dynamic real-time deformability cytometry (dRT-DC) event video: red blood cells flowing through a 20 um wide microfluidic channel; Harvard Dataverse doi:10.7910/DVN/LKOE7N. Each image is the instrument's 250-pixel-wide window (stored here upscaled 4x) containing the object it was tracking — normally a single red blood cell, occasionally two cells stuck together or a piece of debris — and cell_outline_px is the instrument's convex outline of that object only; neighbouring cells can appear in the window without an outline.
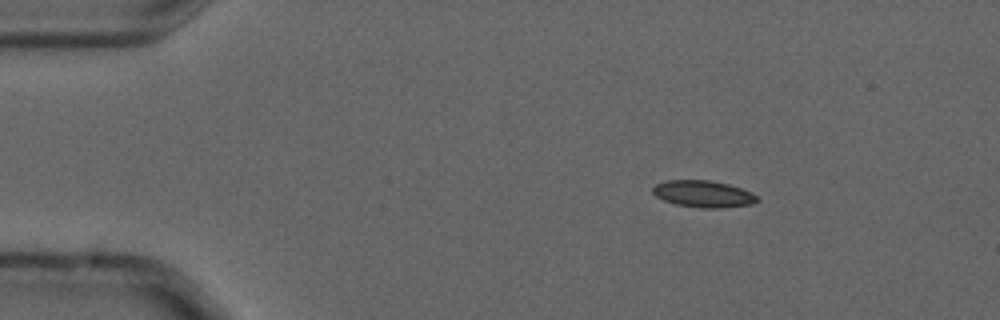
{"species": "common noctule bat (a hibernating species)", "species_latin": "Nyctalus noctula", "temperature_condition": "cold", "stored_images_in_passage": 3, "camera_frame_rate_fps": 3000, "um_per_image_px": 0.085, "animal": {"sex": "male", "forearm_length_mm": 52.5}, "frame": {"image": 1, "passage_image": 1, "time_ms": 0.0, "image_size_px": [1000, 320], "cell_outline_px": [[760, 200], [752, 204], [720, 208], [700, 208], [676, 204], [664, 200], [656, 196], [652, 192], [652, 188], [656, 184], [664, 180], [708, 180], [728, 184], [752, 192]], "centroid_in_image_um": [59.77, 16.48], "position_along_channel_um": 25.2, "area_um2": 16.3}}